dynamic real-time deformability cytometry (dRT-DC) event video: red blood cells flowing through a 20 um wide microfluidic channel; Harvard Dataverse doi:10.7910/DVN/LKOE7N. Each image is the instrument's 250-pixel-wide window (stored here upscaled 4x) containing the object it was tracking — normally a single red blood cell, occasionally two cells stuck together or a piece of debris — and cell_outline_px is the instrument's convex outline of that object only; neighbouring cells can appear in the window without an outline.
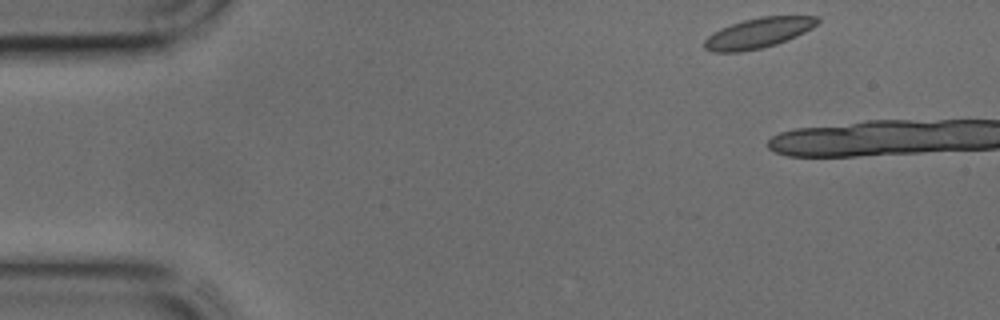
{"species": "common noctule bat (a hibernating species)", "species_latin": "Nyctalus noctula", "temperature_condition": "cold", "stored_images_in_passage": 3, "camera_frame_rate_fps": 3000, "um_per_image_px": 0.085, "animal": {"sex": "male", "body_mass_g": 17.9, "forearm_length_mm": 54.2}, "frame": {"image": 1, "passage_image": 1, "time_ms": 0.0, "image_size_px": [1000, 320], "cell_outline_px": [[820, 20], [812, 28], [796, 36], [776, 44], [760, 48], [740, 52], [712, 52], [704, 48], [704, 40], [708, 36], [720, 28], [744, 20], [760, 16], [820, 16]], "centroid_in_image_um": [64.45, 2.8], "position_along_channel_um": 20.6, "area_um2": 19.77}}